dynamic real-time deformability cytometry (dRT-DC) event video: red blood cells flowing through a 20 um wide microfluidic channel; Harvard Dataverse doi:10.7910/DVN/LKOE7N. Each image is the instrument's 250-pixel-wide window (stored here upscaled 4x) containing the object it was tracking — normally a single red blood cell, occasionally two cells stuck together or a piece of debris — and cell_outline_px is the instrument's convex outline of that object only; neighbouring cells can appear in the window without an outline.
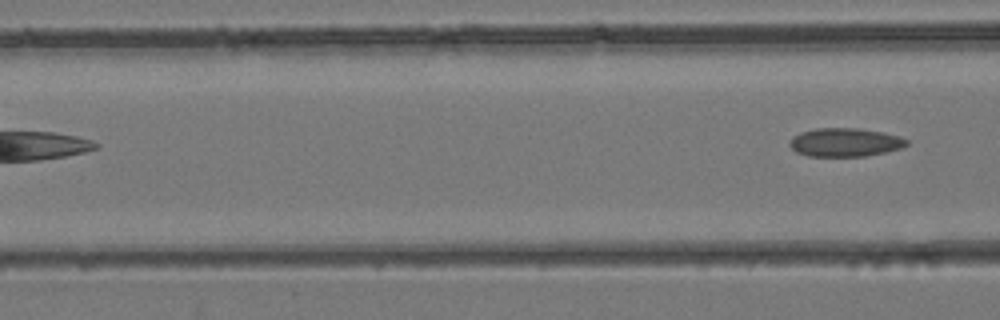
{"species": "common noctule bat (a hibernating species)", "species_latin": "Nyctalus noctula", "temperature_condition": "room temperature", "stored_images_in_passage": 4, "camera_frame_rate_fps": 3000, "um_per_image_px": 0.085, "animal": {"sex": "female", "body_mass_g": 24.6, "forearm_length_mm": 56.2}, "frame": {"image": 1, "passage_image": 4, "time_ms": 1.0, "image_size_px": [1000, 320], "cell_outline_px": [[908, 144], [900, 148], [888, 152], [864, 156], [808, 156], [796, 152], [788, 144], [788, 140], [792, 136], [800, 132], [816, 128], [860, 128], [884, 132], [900, 136], [908, 140]], "centroid_in_image_um": [71.81, 12.09], "position_along_channel_um": 94.8, "area_um2": 19.71}}